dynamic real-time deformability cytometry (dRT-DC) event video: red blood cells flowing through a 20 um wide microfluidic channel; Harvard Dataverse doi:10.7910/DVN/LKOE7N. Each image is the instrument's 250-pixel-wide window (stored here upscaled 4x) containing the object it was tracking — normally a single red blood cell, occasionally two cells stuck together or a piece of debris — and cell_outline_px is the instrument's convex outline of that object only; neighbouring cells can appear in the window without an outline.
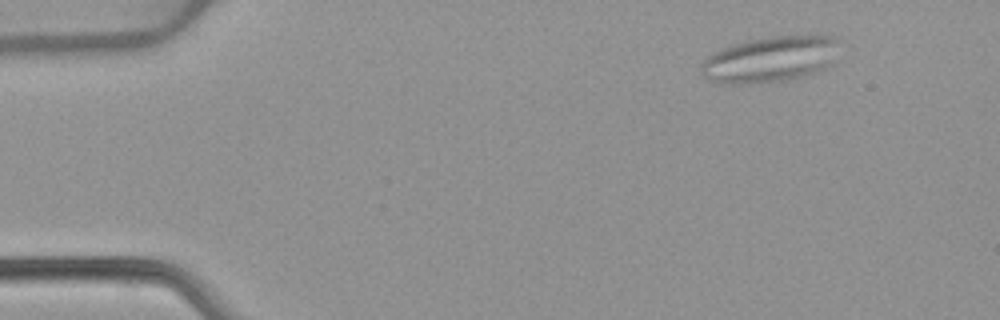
{"species": "common noctule bat (a hibernating species)", "species_latin": "Nyctalus noctula", "temperature_condition": "warm", "stored_images_in_passage": 53, "camera_frame_rate_fps": 3000, "um_per_image_px": 0.085, "animal": {"sex": "female", "body_mass_g": 22.7, "forearm_length_mm": 54.2}, "frame": {"image": 1, "passage_image": 6, "time_ms": 1.667, "image_size_px": [1000, 320], "cell_outline_px": [[836, 64], [820, 72], [804, 76], [784, 80], [748, 84], [720, 84], [704, 76], [700, 72], [700, 64], [712, 52], [720, 48], [748, 40], [768, 36], [832, 36], [836, 40]], "centroid_in_image_um": [65.46, 5.06], "position_along_channel_um": 19.5, "area_um2": 37.34}}
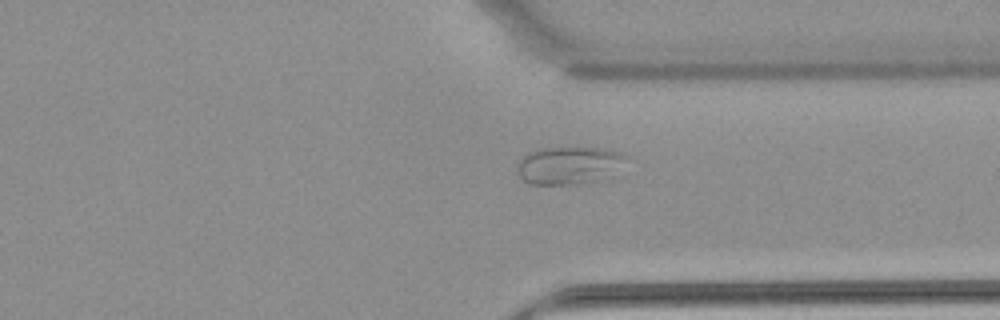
{"frame": {"image": 2, "passage_image": 40, "time_ms": 13.0, "image_size_px": [1000, 320], "cell_outline_px": [[636, 160], [588, 180], [572, 184], [532, 184], [524, 180], [520, 176], [516, 168], [516, 164], [528, 152], [544, 148], [596, 148], [624, 152], [632, 156]], "centroid_in_image_um": [48.37, 14.0], "position_along_channel_um": 363.0, "area_um2": 23.35}}
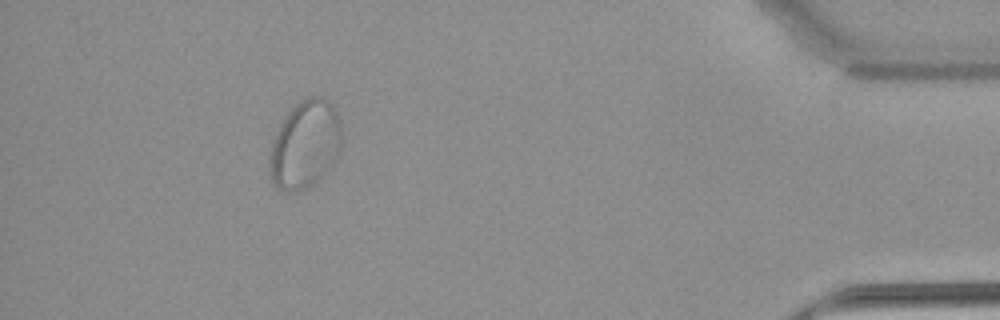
{"frame": {"image": 3, "passage_image": 48, "time_ms": 15.667, "image_size_px": [1000, 320], "cell_outline_px": [[344, 140], [340, 152], [336, 160], [316, 180], [292, 192], [288, 192], [276, 188], [272, 180], [268, 164], [272, 140], [280, 124], [288, 112], [296, 104], [308, 96], [320, 96], [328, 100], [336, 108], [340, 120], [344, 136]], "centroid_in_image_um": [25.96, 12.23], "position_along_channel_um": 409.2, "area_um2": 37.11}}